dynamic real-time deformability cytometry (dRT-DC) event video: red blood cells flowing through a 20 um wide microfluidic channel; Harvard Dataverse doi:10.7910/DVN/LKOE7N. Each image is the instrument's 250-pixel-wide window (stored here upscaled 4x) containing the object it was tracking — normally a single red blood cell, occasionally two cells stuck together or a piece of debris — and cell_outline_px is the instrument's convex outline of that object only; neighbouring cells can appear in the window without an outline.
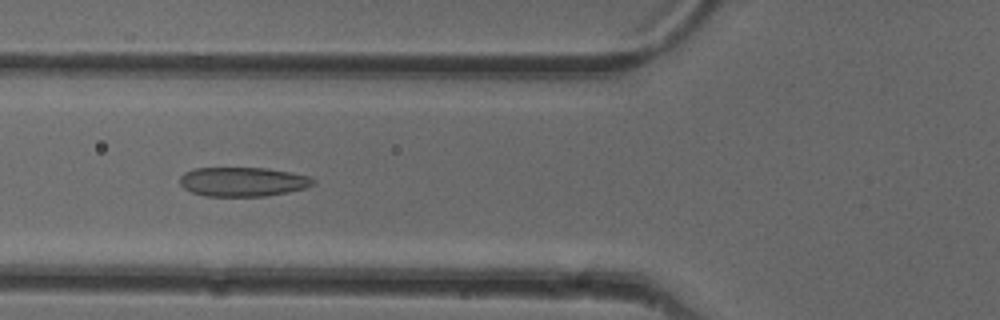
{"species": "common noctule bat (a hibernating species)", "species_latin": "Nyctalus noctula", "temperature_condition": "cold", "stored_images_in_passage": 50, "camera_frame_rate_fps": 3000, "um_per_image_px": 0.085, "animal": {"sex": "female"}, "frame": {"image": 1, "passage_image": 18, "time_ms": 5.667, "image_size_px": [1000, 320], "cell_outline_px": [[316, 184], [304, 188], [288, 192], [264, 196], [204, 196], [192, 192], [184, 188], [180, 184], [180, 176], [184, 172], [196, 168], [268, 168], [308, 176], [316, 180]], "centroid_in_image_um": [20.63, 15.45], "position_along_channel_um": 105.2, "area_um2": 22.72}}
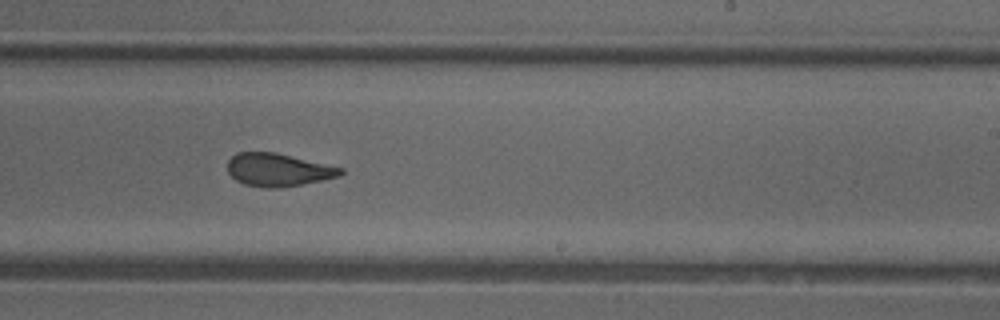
{"frame": {"image": 2, "passage_image": 30, "time_ms": 9.667, "image_size_px": [1000, 320], "cell_outline_px": [[344, 172], [340, 176], [300, 184], [276, 188], [268, 188], [244, 184], [236, 180], [228, 172], [228, 160], [236, 152], [276, 152], [344, 168]], "centroid_in_image_um": [23.63, 14.42], "position_along_channel_um": 265.4, "area_um2": 21.56}}
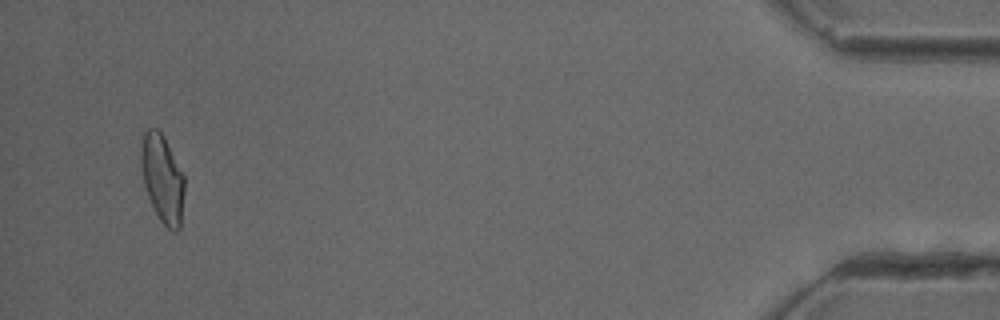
{"frame": {"image": 3, "passage_image": 48, "time_ms": 15.667, "image_size_px": [1000, 320], "cell_outline_px": [[184, 192], [180, 228], [176, 232], [172, 232], [160, 220], [148, 196], [144, 184], [140, 160], [140, 156], [144, 132], [148, 128], [156, 128], [164, 136], [184, 176]], "centroid_in_image_um": [13.81, 15.18], "position_along_channel_um": 421.4, "area_um2": 22.02}, "authors_computed_cell_mechanics": {"area_um2": 22.542, "velocity_mm_per_s": 4.0056, "shape_relaxation_time_tau1_ms": null, "shape_relaxation_time_tau2_ms": 1.6091, "deformation_change_tau1": null, "deformation_change_tau2": 0.0796}}